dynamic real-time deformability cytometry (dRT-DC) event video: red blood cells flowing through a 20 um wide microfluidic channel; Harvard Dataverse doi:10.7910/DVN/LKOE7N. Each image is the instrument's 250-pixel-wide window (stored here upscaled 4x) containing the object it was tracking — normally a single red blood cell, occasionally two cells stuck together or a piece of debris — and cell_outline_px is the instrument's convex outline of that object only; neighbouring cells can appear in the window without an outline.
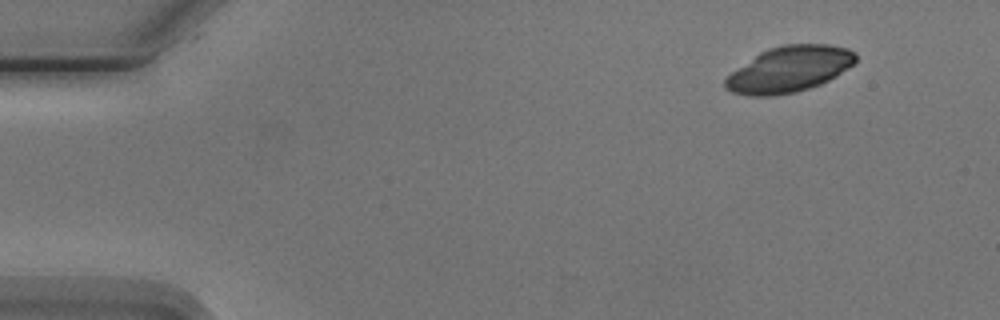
{"species": "Egyptian fruit bat (a non-hibernating species)", "species_latin": "Rousettus aegyptiacus", "temperature_condition": "cold", "stored_images_in_passage": 4, "camera_frame_rate_fps": 3000, "um_per_image_px": 0.085, "animal": {"sex": "male"}, "frame": {"image": 1, "passage_image": 1, "time_ms": 0.0, "image_size_px": [1000, 320], "cell_outline_px": [[856, 60], [848, 68], [836, 76], [820, 84], [796, 92], [772, 96], [748, 96], [732, 92], [724, 88], [724, 80], [732, 72], [760, 52], [768, 48], [784, 44], [828, 44], [848, 48], [856, 56]], "centroid_in_image_um": [67.06, 5.89], "position_along_channel_um": 17.9, "area_um2": 34.68}}